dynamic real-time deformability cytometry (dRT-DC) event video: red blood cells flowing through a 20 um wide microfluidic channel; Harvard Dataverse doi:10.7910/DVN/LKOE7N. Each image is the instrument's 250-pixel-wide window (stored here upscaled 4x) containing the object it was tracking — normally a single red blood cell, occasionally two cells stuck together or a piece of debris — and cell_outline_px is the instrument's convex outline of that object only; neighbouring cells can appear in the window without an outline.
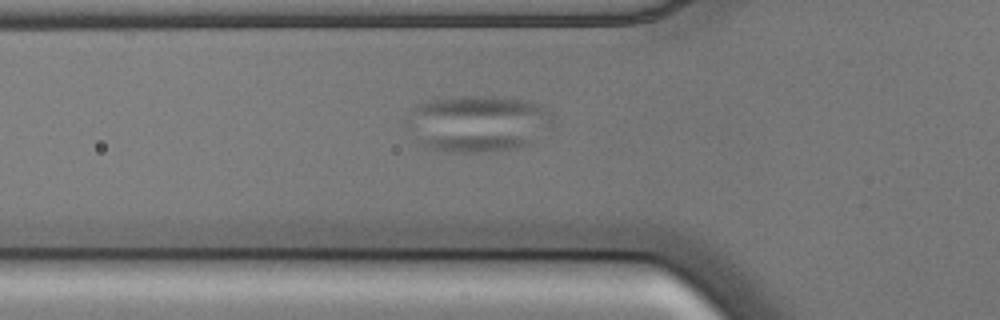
{"species": "common noctule bat (a hibernating species)", "species_latin": "Nyctalus noctula", "temperature_condition": "cold", "stored_images_in_passage": 36, "camera_frame_rate_fps": 3000, "um_per_image_px": 0.085, "animal": {"sex": "male", "body_mass_g": 17.9, "forearm_length_mm": 54.2}, "frame": {"image": 1, "passage_image": 18, "time_ms": 5.667, "image_size_px": [1000, 320], "cell_outline_px": [[532, 144], [520, 148], [476, 152], [460, 152], [428, 148], [420, 144], [420, 136], [520, 136], [532, 140]], "centroid_in_image_um": [40.31, 12.16], "position_along_channel_um": 85.5, "area_um2": 10.81}}